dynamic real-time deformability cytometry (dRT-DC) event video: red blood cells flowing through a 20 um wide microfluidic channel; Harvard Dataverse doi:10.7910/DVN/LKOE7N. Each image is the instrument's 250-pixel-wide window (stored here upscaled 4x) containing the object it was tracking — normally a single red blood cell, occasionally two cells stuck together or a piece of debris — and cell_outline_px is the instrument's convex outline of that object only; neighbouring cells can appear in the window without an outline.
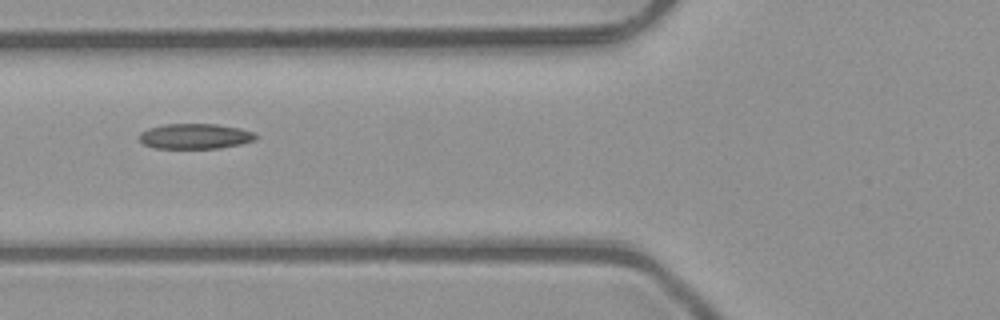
{"species": "common noctule bat (a hibernating species)", "species_latin": "Nyctalus noctula", "temperature_condition": "room temperature", "stored_images_in_passage": 4, "camera_frame_rate_fps": 3000, "um_per_image_px": 0.085, "animal": {"sex": "male", "body_mass_g": 23.1, "forearm_length_mm": 52.7}, "frame": {"image": 1, "passage_image": 4, "time_ms": 1.0, "image_size_px": [1000, 320], "cell_outline_px": [[256, 140], [240, 144], [220, 148], [156, 148], [144, 144], [140, 140], [140, 132], [148, 128], [164, 124], [216, 124], [240, 128], [256, 132]], "centroid_in_image_um": [16.61, 11.57], "position_along_channel_um": 109.2, "area_um2": 17.17}}